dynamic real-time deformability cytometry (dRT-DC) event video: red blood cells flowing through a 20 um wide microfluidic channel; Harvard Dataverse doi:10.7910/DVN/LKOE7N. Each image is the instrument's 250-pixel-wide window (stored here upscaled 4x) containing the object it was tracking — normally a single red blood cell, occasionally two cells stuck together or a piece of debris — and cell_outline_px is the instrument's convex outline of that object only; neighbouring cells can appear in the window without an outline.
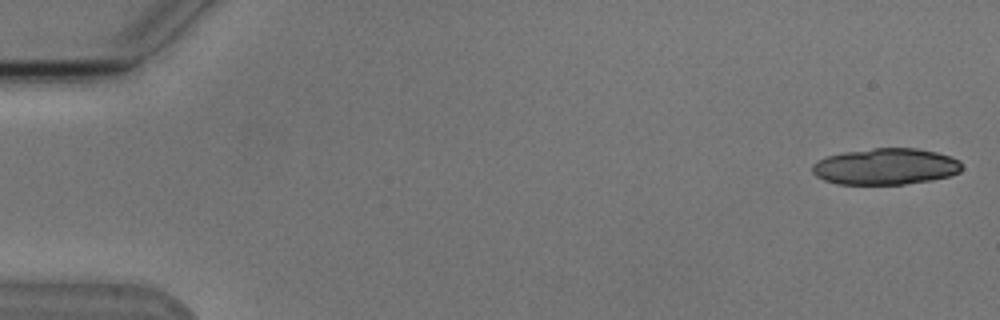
{"species": "Egyptian fruit bat (a non-hibernating species)", "species_latin": "Rousettus aegyptiacus", "temperature_condition": "cold", "stored_images_in_passage": 6, "camera_frame_rate_fps": 3000, "um_per_image_px": 0.085, "animal": {"sex": "male"}, "frame": {"image": 1, "passage_image": 1, "time_ms": 0.0, "image_size_px": [1000, 320], "cell_outline_px": [[960, 172], [948, 176], [932, 180], [904, 184], [836, 184], [824, 180], [816, 176], [812, 172], [812, 164], [816, 160], [828, 156], [844, 152], [872, 148], [916, 148], [936, 152], [960, 160]], "centroid_in_image_um": [75.24, 14.15], "position_along_channel_um": 9.8, "area_um2": 31.67}}